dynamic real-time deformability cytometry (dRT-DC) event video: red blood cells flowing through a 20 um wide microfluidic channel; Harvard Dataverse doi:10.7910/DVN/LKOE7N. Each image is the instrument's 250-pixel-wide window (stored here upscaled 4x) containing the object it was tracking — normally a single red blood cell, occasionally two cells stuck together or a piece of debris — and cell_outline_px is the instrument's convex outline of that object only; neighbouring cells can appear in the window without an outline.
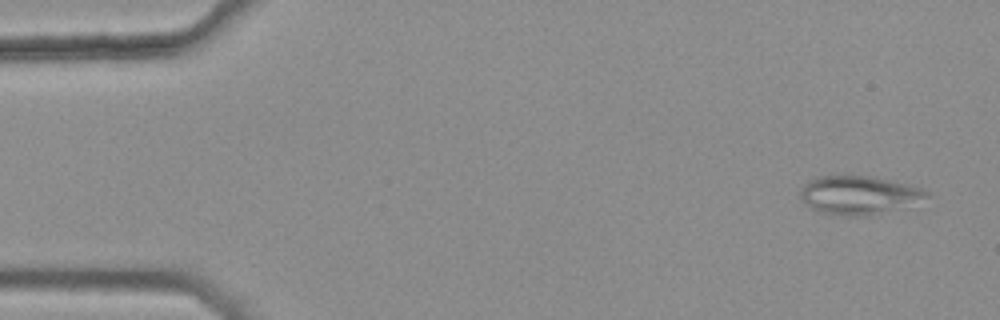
{"species": "common noctule bat (a hibernating species)", "species_latin": "Nyctalus noctula", "temperature_condition": "warm", "stored_images_in_passage": 5, "camera_frame_rate_fps": 3000, "um_per_image_px": 0.085, "animal": {"sex": "female", "body_mass_g": 25.1}, "frame": {"image": 1, "passage_image": 1, "time_ms": 0.0, "image_size_px": [1000, 320], "cell_outline_px": [[928, 196], [864, 216], [844, 216], [820, 212], [812, 208], [800, 196], [800, 192], [804, 184], [820, 176], [868, 176], [888, 180], [920, 188], [928, 192]], "centroid_in_image_um": [72.86, 16.56], "position_along_channel_um": 12.1, "area_um2": 26.7}}